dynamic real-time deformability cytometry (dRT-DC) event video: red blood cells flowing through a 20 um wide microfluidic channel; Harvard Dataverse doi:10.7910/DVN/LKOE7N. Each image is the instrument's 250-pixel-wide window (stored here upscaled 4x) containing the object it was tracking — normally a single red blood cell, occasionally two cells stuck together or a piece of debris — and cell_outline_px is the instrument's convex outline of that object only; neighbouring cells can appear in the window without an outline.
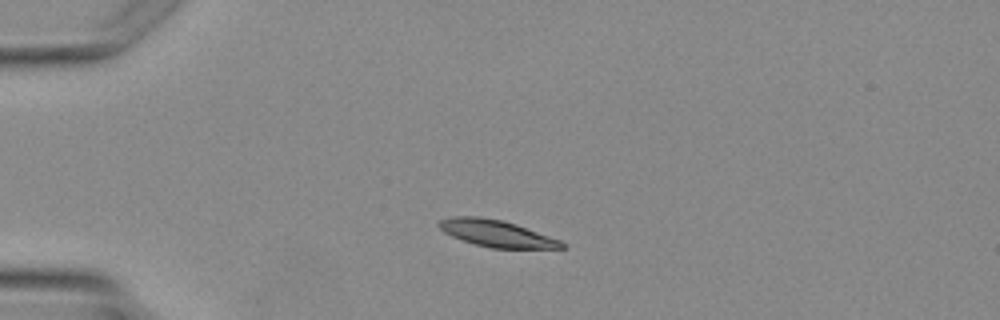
{"species": "Egyptian fruit bat (a non-hibernating species)", "species_latin": "Rousettus aegyptiacus", "temperature_condition": "warm", "stored_images_in_passage": 1, "camera_frame_rate_fps": 3000, "um_per_image_px": 0.085, "animal": {"sex": "female"}, "frame": {"image": 1, "passage_image": 1, "time_ms": 0.0, "image_size_px": [1000, 320], "cell_outline_px": [[568, 244], [564, 248], [492, 248], [476, 244], [452, 236], [444, 232], [436, 224], [440, 220], [452, 216], [480, 216], [504, 220], [516, 224], [560, 240]], "centroid_in_image_um": [42.21, 19.83], "position_along_channel_um": 42.8, "area_um2": 19.07}}